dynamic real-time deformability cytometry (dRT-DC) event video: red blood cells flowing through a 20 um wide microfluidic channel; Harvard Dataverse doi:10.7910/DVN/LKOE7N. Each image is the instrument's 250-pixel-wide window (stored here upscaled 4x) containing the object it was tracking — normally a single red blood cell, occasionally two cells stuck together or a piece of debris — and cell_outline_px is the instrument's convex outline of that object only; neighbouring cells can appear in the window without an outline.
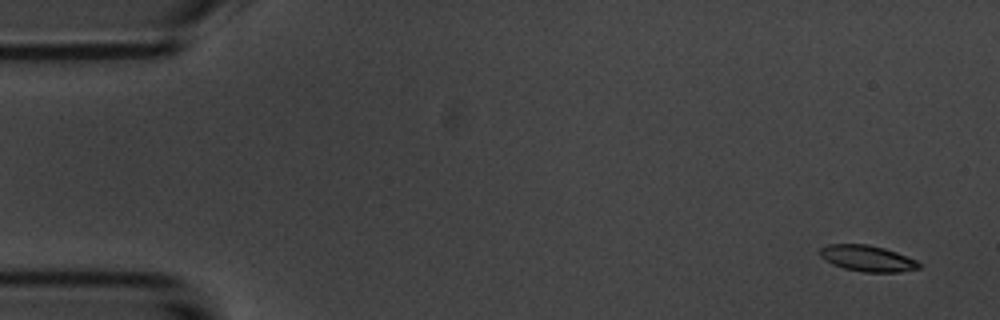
{"species": "common noctule bat (a hibernating species)", "species_latin": "Nyctalus noctula", "temperature_condition": "room temperature", "stored_images_in_passage": 6, "camera_frame_rate_fps": 3000, "um_per_image_px": 0.085, "animal": {"sex": "male", "body_mass_g": 20.1, "forearm_length_mm": 53.5}, "frame": {"image": 1, "passage_image": 1, "time_ms": 0.0, "image_size_px": [1000, 320], "cell_outline_px": [[920, 268], [900, 272], [864, 272], [844, 268], [832, 264], [824, 260], [820, 256], [820, 248], [828, 244], [868, 244], [884, 248], [896, 252], [916, 260], [920, 264]], "centroid_in_image_um": [73.71, 21.96], "position_along_channel_um": 11.3, "area_um2": 15.03}}
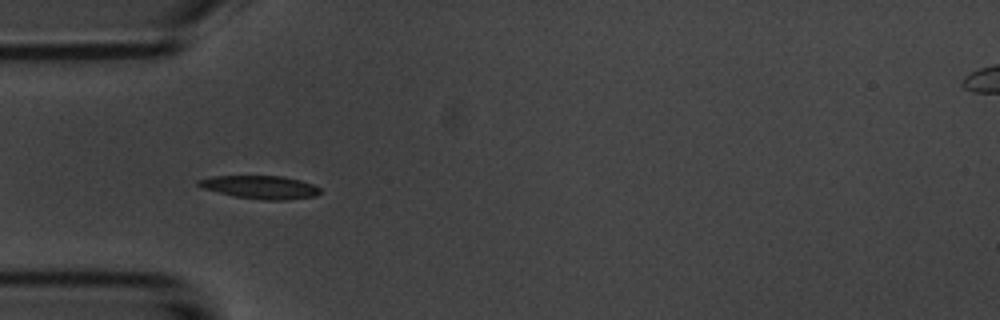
{"frame": {"image": 2, "passage_image": 5, "time_ms": 4.667, "image_size_px": [1000, 320], "cell_outline_px": [[320, 192], [316, 196], [284, 200], [264, 200], [232, 196], [204, 188], [196, 184], [196, 180], [212, 176], [284, 176], [300, 180], [312, 184], [320, 188]], "centroid_in_image_um": [22.12, 15.91], "position_along_channel_um": 62.9, "area_um2": 16.42}}